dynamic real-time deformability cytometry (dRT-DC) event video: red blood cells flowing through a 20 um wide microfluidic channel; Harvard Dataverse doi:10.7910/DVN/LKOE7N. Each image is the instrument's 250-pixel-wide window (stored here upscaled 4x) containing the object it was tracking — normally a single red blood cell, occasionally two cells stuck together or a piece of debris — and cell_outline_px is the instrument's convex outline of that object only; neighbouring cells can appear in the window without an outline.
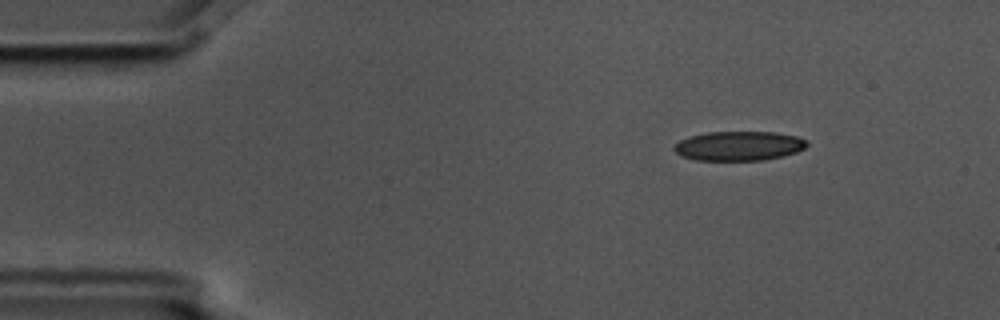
{"species": "common noctule bat (a hibernating species)", "species_latin": "Nyctalus noctula", "temperature_condition": "cold", "stored_images_in_passage": 3, "camera_frame_rate_fps": 3000, "um_per_image_px": 0.085, "animal": {"sex": "male", "body_mass_g": 17.5, "forearm_length_mm": 52.3}, "frame": {"image": 1, "passage_image": 1, "time_ms": 0.0, "image_size_px": [1000, 320], "cell_outline_px": [[808, 144], [804, 148], [796, 152], [784, 156], [764, 160], [696, 160], [684, 156], [676, 152], [672, 148], [680, 140], [688, 136], [708, 132], [772, 132], [796, 136], [808, 140]], "centroid_in_image_um": [62.82, 12.4], "position_along_channel_um": 22.2, "area_um2": 22.72}}